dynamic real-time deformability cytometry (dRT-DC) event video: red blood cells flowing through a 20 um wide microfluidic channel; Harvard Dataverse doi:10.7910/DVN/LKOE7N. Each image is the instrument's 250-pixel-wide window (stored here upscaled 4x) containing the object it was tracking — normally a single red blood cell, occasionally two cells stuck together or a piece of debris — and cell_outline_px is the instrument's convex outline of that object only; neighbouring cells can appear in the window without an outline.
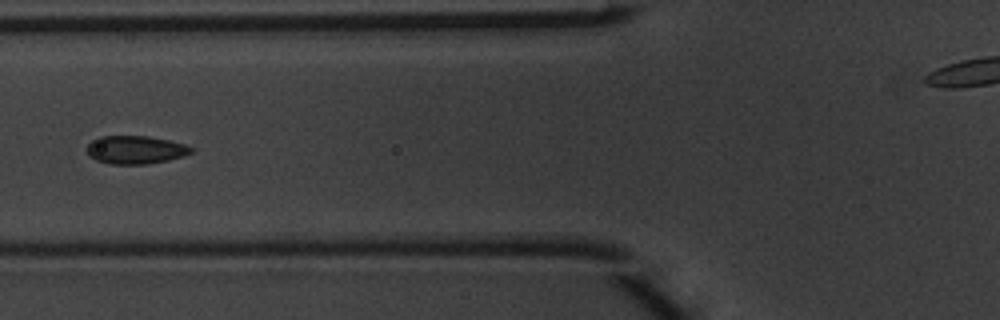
{"species": "common noctule bat (a hibernating species)", "species_latin": "Nyctalus noctula", "temperature_condition": "warm", "stored_images_in_passage": 8, "camera_frame_rate_fps": 3000, "um_per_image_px": 0.085, "animal": {"sex": "male", "body_mass_g": 20.1, "forearm_length_mm": 53.5}, "frame": {"image": 1, "passage_image": 7, "time_ms": 2.0, "image_size_px": [1000, 320], "cell_outline_px": [[192, 152], [184, 156], [168, 160], [148, 164], [108, 164], [96, 160], [88, 156], [88, 144], [92, 140], [100, 136], [148, 136], [168, 140], [184, 144], [192, 148]], "centroid_in_image_um": [11.49, 12.74], "position_along_channel_um": 114.3, "area_um2": 17.11}}
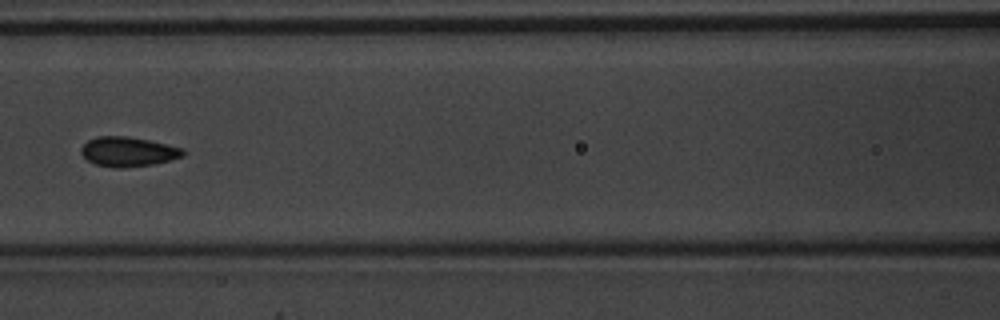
{"frame": {"image": 2, "passage_image": 8, "time_ms": 2.333, "image_size_px": [1000, 320], "cell_outline_px": [[184, 156], [152, 164], [124, 168], [116, 168], [96, 164], [88, 160], [80, 152], [80, 148], [88, 140], [96, 136], [128, 136], [148, 140], [184, 148]], "centroid_in_image_um": [10.87, 12.88], "position_along_channel_um": 155.7, "area_um2": 17.51}}